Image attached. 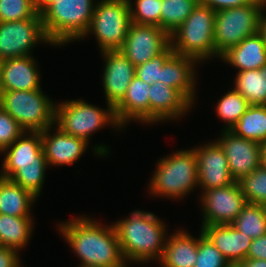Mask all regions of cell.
Returning <instances> with one entry per match:
<instances>
[{"instance_id": "cell-7", "label": "cell", "mask_w": 266, "mask_h": 267, "mask_svg": "<svg viewBox=\"0 0 266 267\" xmlns=\"http://www.w3.org/2000/svg\"><path fill=\"white\" fill-rule=\"evenodd\" d=\"M106 104L107 109L104 110L85 102L83 98L56 102L55 126L64 133L85 139L88 143L90 136L106 125L121 130L122 127L116 120L114 108Z\"/></svg>"}, {"instance_id": "cell-45", "label": "cell", "mask_w": 266, "mask_h": 267, "mask_svg": "<svg viewBox=\"0 0 266 267\" xmlns=\"http://www.w3.org/2000/svg\"><path fill=\"white\" fill-rule=\"evenodd\" d=\"M262 164L266 167V144L263 145Z\"/></svg>"}, {"instance_id": "cell-2", "label": "cell", "mask_w": 266, "mask_h": 267, "mask_svg": "<svg viewBox=\"0 0 266 267\" xmlns=\"http://www.w3.org/2000/svg\"><path fill=\"white\" fill-rule=\"evenodd\" d=\"M123 257L128 263L159 262L166 243V224L152 212L134 210L113 223Z\"/></svg>"}, {"instance_id": "cell-33", "label": "cell", "mask_w": 266, "mask_h": 267, "mask_svg": "<svg viewBox=\"0 0 266 267\" xmlns=\"http://www.w3.org/2000/svg\"><path fill=\"white\" fill-rule=\"evenodd\" d=\"M238 183L247 203L266 205V167L263 164Z\"/></svg>"}, {"instance_id": "cell-22", "label": "cell", "mask_w": 266, "mask_h": 267, "mask_svg": "<svg viewBox=\"0 0 266 267\" xmlns=\"http://www.w3.org/2000/svg\"><path fill=\"white\" fill-rule=\"evenodd\" d=\"M150 85L134 76L124 98L114 107L117 122L123 128L129 121L149 124Z\"/></svg>"}, {"instance_id": "cell-31", "label": "cell", "mask_w": 266, "mask_h": 267, "mask_svg": "<svg viewBox=\"0 0 266 267\" xmlns=\"http://www.w3.org/2000/svg\"><path fill=\"white\" fill-rule=\"evenodd\" d=\"M249 106L250 103L234 88L225 93L215 108L217 116L226 125L222 130H231Z\"/></svg>"}, {"instance_id": "cell-40", "label": "cell", "mask_w": 266, "mask_h": 267, "mask_svg": "<svg viewBox=\"0 0 266 267\" xmlns=\"http://www.w3.org/2000/svg\"><path fill=\"white\" fill-rule=\"evenodd\" d=\"M19 256L17 250L0 246V267H19L21 265Z\"/></svg>"}, {"instance_id": "cell-42", "label": "cell", "mask_w": 266, "mask_h": 267, "mask_svg": "<svg viewBox=\"0 0 266 267\" xmlns=\"http://www.w3.org/2000/svg\"><path fill=\"white\" fill-rule=\"evenodd\" d=\"M235 267H266V260L246 258L239 262Z\"/></svg>"}, {"instance_id": "cell-11", "label": "cell", "mask_w": 266, "mask_h": 267, "mask_svg": "<svg viewBox=\"0 0 266 267\" xmlns=\"http://www.w3.org/2000/svg\"><path fill=\"white\" fill-rule=\"evenodd\" d=\"M202 226L231 224L247 204L238 181L200 193Z\"/></svg>"}, {"instance_id": "cell-5", "label": "cell", "mask_w": 266, "mask_h": 267, "mask_svg": "<svg viewBox=\"0 0 266 267\" xmlns=\"http://www.w3.org/2000/svg\"><path fill=\"white\" fill-rule=\"evenodd\" d=\"M216 12L198 4L188 18L170 34L174 53L195 59L198 63L216 57L214 46Z\"/></svg>"}, {"instance_id": "cell-13", "label": "cell", "mask_w": 266, "mask_h": 267, "mask_svg": "<svg viewBox=\"0 0 266 267\" xmlns=\"http://www.w3.org/2000/svg\"><path fill=\"white\" fill-rule=\"evenodd\" d=\"M221 133L216 141L224 150L230 174L235 181L262 165V144L239 137L230 130H223Z\"/></svg>"}, {"instance_id": "cell-14", "label": "cell", "mask_w": 266, "mask_h": 267, "mask_svg": "<svg viewBox=\"0 0 266 267\" xmlns=\"http://www.w3.org/2000/svg\"><path fill=\"white\" fill-rule=\"evenodd\" d=\"M197 157L198 187L202 192L235 183L223 148L214 140L192 148Z\"/></svg>"}, {"instance_id": "cell-25", "label": "cell", "mask_w": 266, "mask_h": 267, "mask_svg": "<svg viewBox=\"0 0 266 267\" xmlns=\"http://www.w3.org/2000/svg\"><path fill=\"white\" fill-rule=\"evenodd\" d=\"M36 200L37 197L32 192L0 176V214L32 216L30 209Z\"/></svg>"}, {"instance_id": "cell-1", "label": "cell", "mask_w": 266, "mask_h": 267, "mask_svg": "<svg viewBox=\"0 0 266 267\" xmlns=\"http://www.w3.org/2000/svg\"><path fill=\"white\" fill-rule=\"evenodd\" d=\"M57 228L74 254L80 258L79 266L124 267L126 265L112 223L104 226L83 215L61 222Z\"/></svg>"}, {"instance_id": "cell-19", "label": "cell", "mask_w": 266, "mask_h": 267, "mask_svg": "<svg viewBox=\"0 0 266 267\" xmlns=\"http://www.w3.org/2000/svg\"><path fill=\"white\" fill-rule=\"evenodd\" d=\"M37 67V61L32 55L3 60L0 68V93L41 89V71Z\"/></svg>"}, {"instance_id": "cell-9", "label": "cell", "mask_w": 266, "mask_h": 267, "mask_svg": "<svg viewBox=\"0 0 266 267\" xmlns=\"http://www.w3.org/2000/svg\"><path fill=\"white\" fill-rule=\"evenodd\" d=\"M260 0L252 4L216 11L214 46L216 58L238 45L244 38L259 32L262 15Z\"/></svg>"}, {"instance_id": "cell-46", "label": "cell", "mask_w": 266, "mask_h": 267, "mask_svg": "<svg viewBox=\"0 0 266 267\" xmlns=\"http://www.w3.org/2000/svg\"><path fill=\"white\" fill-rule=\"evenodd\" d=\"M260 4L262 6V10L265 11L266 10V0H260Z\"/></svg>"}, {"instance_id": "cell-26", "label": "cell", "mask_w": 266, "mask_h": 267, "mask_svg": "<svg viewBox=\"0 0 266 267\" xmlns=\"http://www.w3.org/2000/svg\"><path fill=\"white\" fill-rule=\"evenodd\" d=\"M33 216L15 217L0 214V246L19 250L28 245L33 233Z\"/></svg>"}, {"instance_id": "cell-21", "label": "cell", "mask_w": 266, "mask_h": 267, "mask_svg": "<svg viewBox=\"0 0 266 267\" xmlns=\"http://www.w3.org/2000/svg\"><path fill=\"white\" fill-rule=\"evenodd\" d=\"M198 62L181 54L173 53L161 68L160 82L177 89L192 105L196 99Z\"/></svg>"}, {"instance_id": "cell-18", "label": "cell", "mask_w": 266, "mask_h": 267, "mask_svg": "<svg viewBox=\"0 0 266 267\" xmlns=\"http://www.w3.org/2000/svg\"><path fill=\"white\" fill-rule=\"evenodd\" d=\"M51 129L56 132L50 133ZM88 144L85 139L64 133L55 125L42 132L43 152L48 166L73 165L85 153Z\"/></svg>"}, {"instance_id": "cell-10", "label": "cell", "mask_w": 266, "mask_h": 267, "mask_svg": "<svg viewBox=\"0 0 266 267\" xmlns=\"http://www.w3.org/2000/svg\"><path fill=\"white\" fill-rule=\"evenodd\" d=\"M37 43L52 45L48 39L41 15L34 19L0 22V59L31 55Z\"/></svg>"}, {"instance_id": "cell-32", "label": "cell", "mask_w": 266, "mask_h": 267, "mask_svg": "<svg viewBox=\"0 0 266 267\" xmlns=\"http://www.w3.org/2000/svg\"><path fill=\"white\" fill-rule=\"evenodd\" d=\"M48 164L19 165V168L8 178L39 198L45 181Z\"/></svg>"}, {"instance_id": "cell-39", "label": "cell", "mask_w": 266, "mask_h": 267, "mask_svg": "<svg viewBox=\"0 0 266 267\" xmlns=\"http://www.w3.org/2000/svg\"><path fill=\"white\" fill-rule=\"evenodd\" d=\"M255 0H199V4L210 7L213 11L230 9L252 4Z\"/></svg>"}, {"instance_id": "cell-38", "label": "cell", "mask_w": 266, "mask_h": 267, "mask_svg": "<svg viewBox=\"0 0 266 267\" xmlns=\"http://www.w3.org/2000/svg\"><path fill=\"white\" fill-rule=\"evenodd\" d=\"M24 132L19 123L0 107V154Z\"/></svg>"}, {"instance_id": "cell-6", "label": "cell", "mask_w": 266, "mask_h": 267, "mask_svg": "<svg viewBox=\"0 0 266 267\" xmlns=\"http://www.w3.org/2000/svg\"><path fill=\"white\" fill-rule=\"evenodd\" d=\"M42 89L0 93V107L14 118L24 131L43 132L55 125L56 103Z\"/></svg>"}, {"instance_id": "cell-41", "label": "cell", "mask_w": 266, "mask_h": 267, "mask_svg": "<svg viewBox=\"0 0 266 267\" xmlns=\"http://www.w3.org/2000/svg\"><path fill=\"white\" fill-rule=\"evenodd\" d=\"M246 258L266 260V234L252 240Z\"/></svg>"}, {"instance_id": "cell-20", "label": "cell", "mask_w": 266, "mask_h": 267, "mask_svg": "<svg viewBox=\"0 0 266 267\" xmlns=\"http://www.w3.org/2000/svg\"><path fill=\"white\" fill-rule=\"evenodd\" d=\"M201 231L232 267L246 259L253 239L231 224L201 226Z\"/></svg>"}, {"instance_id": "cell-43", "label": "cell", "mask_w": 266, "mask_h": 267, "mask_svg": "<svg viewBox=\"0 0 266 267\" xmlns=\"http://www.w3.org/2000/svg\"><path fill=\"white\" fill-rule=\"evenodd\" d=\"M57 0H34L38 14L41 15L51 4Z\"/></svg>"}, {"instance_id": "cell-47", "label": "cell", "mask_w": 266, "mask_h": 267, "mask_svg": "<svg viewBox=\"0 0 266 267\" xmlns=\"http://www.w3.org/2000/svg\"><path fill=\"white\" fill-rule=\"evenodd\" d=\"M78 267H102V266H78Z\"/></svg>"}, {"instance_id": "cell-27", "label": "cell", "mask_w": 266, "mask_h": 267, "mask_svg": "<svg viewBox=\"0 0 266 267\" xmlns=\"http://www.w3.org/2000/svg\"><path fill=\"white\" fill-rule=\"evenodd\" d=\"M230 131L244 139L266 144V105H250Z\"/></svg>"}, {"instance_id": "cell-44", "label": "cell", "mask_w": 266, "mask_h": 267, "mask_svg": "<svg viewBox=\"0 0 266 267\" xmlns=\"http://www.w3.org/2000/svg\"><path fill=\"white\" fill-rule=\"evenodd\" d=\"M259 33L263 37V40L266 46V14H264V11L262 12V15L259 21Z\"/></svg>"}, {"instance_id": "cell-15", "label": "cell", "mask_w": 266, "mask_h": 267, "mask_svg": "<svg viewBox=\"0 0 266 267\" xmlns=\"http://www.w3.org/2000/svg\"><path fill=\"white\" fill-rule=\"evenodd\" d=\"M104 71L102 85L106 102L113 108L124 98L126 90L135 76L136 66L119 50L102 51Z\"/></svg>"}, {"instance_id": "cell-28", "label": "cell", "mask_w": 266, "mask_h": 267, "mask_svg": "<svg viewBox=\"0 0 266 267\" xmlns=\"http://www.w3.org/2000/svg\"><path fill=\"white\" fill-rule=\"evenodd\" d=\"M234 81V89L250 105H266V65L257 70L237 72Z\"/></svg>"}, {"instance_id": "cell-4", "label": "cell", "mask_w": 266, "mask_h": 267, "mask_svg": "<svg viewBox=\"0 0 266 267\" xmlns=\"http://www.w3.org/2000/svg\"><path fill=\"white\" fill-rule=\"evenodd\" d=\"M96 3L94 0H57L51 4L41 17L52 44L58 47L80 41L90 27Z\"/></svg>"}, {"instance_id": "cell-35", "label": "cell", "mask_w": 266, "mask_h": 267, "mask_svg": "<svg viewBox=\"0 0 266 267\" xmlns=\"http://www.w3.org/2000/svg\"><path fill=\"white\" fill-rule=\"evenodd\" d=\"M37 15L34 0H0V22L34 19Z\"/></svg>"}, {"instance_id": "cell-30", "label": "cell", "mask_w": 266, "mask_h": 267, "mask_svg": "<svg viewBox=\"0 0 266 267\" xmlns=\"http://www.w3.org/2000/svg\"><path fill=\"white\" fill-rule=\"evenodd\" d=\"M198 4L199 0H162L160 28L172 34Z\"/></svg>"}, {"instance_id": "cell-12", "label": "cell", "mask_w": 266, "mask_h": 267, "mask_svg": "<svg viewBox=\"0 0 266 267\" xmlns=\"http://www.w3.org/2000/svg\"><path fill=\"white\" fill-rule=\"evenodd\" d=\"M170 45V35L159 26L131 23L119 51L134 66H139L163 52Z\"/></svg>"}, {"instance_id": "cell-29", "label": "cell", "mask_w": 266, "mask_h": 267, "mask_svg": "<svg viewBox=\"0 0 266 267\" xmlns=\"http://www.w3.org/2000/svg\"><path fill=\"white\" fill-rule=\"evenodd\" d=\"M231 225L256 239L266 234V205L247 203Z\"/></svg>"}, {"instance_id": "cell-17", "label": "cell", "mask_w": 266, "mask_h": 267, "mask_svg": "<svg viewBox=\"0 0 266 267\" xmlns=\"http://www.w3.org/2000/svg\"><path fill=\"white\" fill-rule=\"evenodd\" d=\"M149 125L185 116L192 104L177 90L162 82L150 85Z\"/></svg>"}, {"instance_id": "cell-3", "label": "cell", "mask_w": 266, "mask_h": 267, "mask_svg": "<svg viewBox=\"0 0 266 267\" xmlns=\"http://www.w3.org/2000/svg\"><path fill=\"white\" fill-rule=\"evenodd\" d=\"M153 172L148 190L155 197L181 200L198 186L197 157L192 148L161 158Z\"/></svg>"}, {"instance_id": "cell-8", "label": "cell", "mask_w": 266, "mask_h": 267, "mask_svg": "<svg viewBox=\"0 0 266 267\" xmlns=\"http://www.w3.org/2000/svg\"><path fill=\"white\" fill-rule=\"evenodd\" d=\"M131 23L128 0H97L90 27L81 39L92 33L100 52L119 50Z\"/></svg>"}, {"instance_id": "cell-36", "label": "cell", "mask_w": 266, "mask_h": 267, "mask_svg": "<svg viewBox=\"0 0 266 267\" xmlns=\"http://www.w3.org/2000/svg\"><path fill=\"white\" fill-rule=\"evenodd\" d=\"M194 267H232L223 254L202 233L198 237L197 260Z\"/></svg>"}, {"instance_id": "cell-23", "label": "cell", "mask_w": 266, "mask_h": 267, "mask_svg": "<svg viewBox=\"0 0 266 267\" xmlns=\"http://www.w3.org/2000/svg\"><path fill=\"white\" fill-rule=\"evenodd\" d=\"M220 59L240 71L257 70L266 65V46L258 32L244 38L238 45L230 48Z\"/></svg>"}, {"instance_id": "cell-24", "label": "cell", "mask_w": 266, "mask_h": 267, "mask_svg": "<svg viewBox=\"0 0 266 267\" xmlns=\"http://www.w3.org/2000/svg\"><path fill=\"white\" fill-rule=\"evenodd\" d=\"M167 235L161 267H194L197 260L198 236L194 238L186 230H176Z\"/></svg>"}, {"instance_id": "cell-34", "label": "cell", "mask_w": 266, "mask_h": 267, "mask_svg": "<svg viewBox=\"0 0 266 267\" xmlns=\"http://www.w3.org/2000/svg\"><path fill=\"white\" fill-rule=\"evenodd\" d=\"M132 1L128 0L132 23L160 27L162 0H134L135 4Z\"/></svg>"}, {"instance_id": "cell-37", "label": "cell", "mask_w": 266, "mask_h": 267, "mask_svg": "<svg viewBox=\"0 0 266 267\" xmlns=\"http://www.w3.org/2000/svg\"><path fill=\"white\" fill-rule=\"evenodd\" d=\"M173 53L174 51L171 45H169L163 52L154 56L151 60L136 66L135 76L149 85L159 82L161 79V68Z\"/></svg>"}, {"instance_id": "cell-16", "label": "cell", "mask_w": 266, "mask_h": 267, "mask_svg": "<svg viewBox=\"0 0 266 267\" xmlns=\"http://www.w3.org/2000/svg\"><path fill=\"white\" fill-rule=\"evenodd\" d=\"M3 153L5 158L0 169L3 178H9L19 165L48 164L43 152L42 132L25 131L14 143L5 147Z\"/></svg>"}]
</instances>
